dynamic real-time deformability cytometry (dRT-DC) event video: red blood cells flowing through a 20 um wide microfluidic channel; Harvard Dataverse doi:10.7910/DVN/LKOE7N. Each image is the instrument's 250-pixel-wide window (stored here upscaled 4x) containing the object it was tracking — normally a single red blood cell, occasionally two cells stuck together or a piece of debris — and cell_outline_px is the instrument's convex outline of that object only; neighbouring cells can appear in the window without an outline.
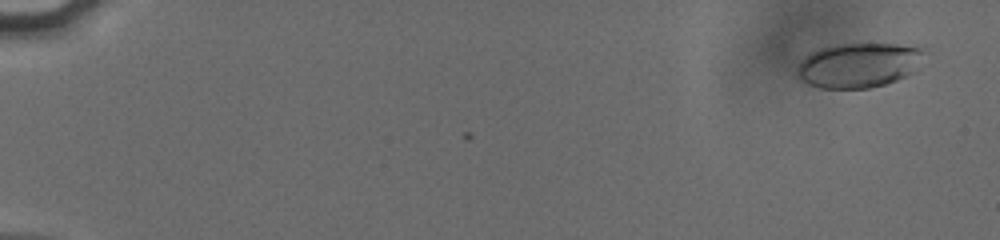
{"species": "human", "species_latin": "Homo sapiens", "temperature_condition": "cold", "stored_images_in_passage": 56, "camera_frame_rate_fps": 3000, "um_per_image_px": 0.085, "donor": {"sex": "male"}, "frame": {"image": 1, "passage_image": 3, "time_ms": 0.667, "image_size_px": [1000, 240], "cell_outline_px": [[924, 52], [920, 68], [916, 72], [908, 76], [884, 84], [868, 88], [820, 88], [808, 84], [800, 80], [800, 64], [812, 52], [820, 48], [836, 44], [896, 44], [924, 48]], "centroid_in_image_um": [73.09, 5.54], "position_along_channel_um": 11.9, "area_um2": 32.95}}
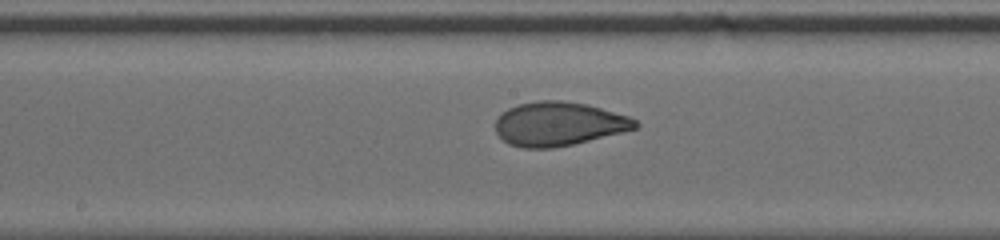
{"frame": {"image": 2, "passage_image": 32, "time_ms": 10.333, "image_size_px": [1000, 240], "cell_outline_px": [[640, 124], [636, 128], [572, 144], [552, 148], [524, 148], [508, 144], [496, 132], [496, 120], [500, 112], [508, 108], [520, 104], [540, 100], [560, 100], [588, 104], [628, 116], [636, 120]], "centroid_in_image_um": [47.46, 10.52], "position_along_channel_um": 200.7, "area_um2": 35.55}}
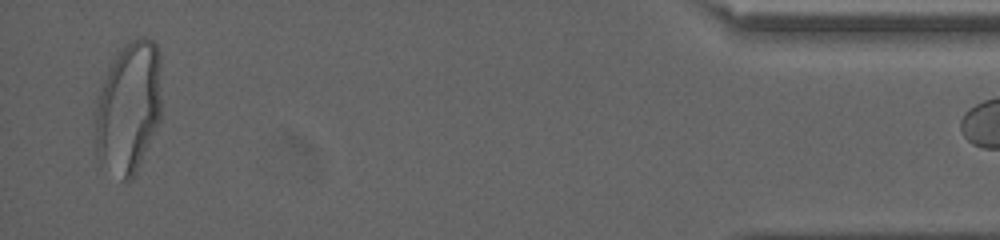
{"frame": {"image": 3, "passage_image": 55, "time_ms": 18.0, "image_size_px": [1000, 240], "cell_outline_px": [[160, 120], [136, 172], [128, 180], [124, 180], [100, 168], [96, 156], [92, 124], [96, 96], [120, 48], [124, 44], [132, 40], [144, 36], [152, 40], [156, 44], [160, 52]], "centroid_in_image_um": [10.87, 9.2], "position_along_channel_um": 424.3, "area_um2": 52.08}}